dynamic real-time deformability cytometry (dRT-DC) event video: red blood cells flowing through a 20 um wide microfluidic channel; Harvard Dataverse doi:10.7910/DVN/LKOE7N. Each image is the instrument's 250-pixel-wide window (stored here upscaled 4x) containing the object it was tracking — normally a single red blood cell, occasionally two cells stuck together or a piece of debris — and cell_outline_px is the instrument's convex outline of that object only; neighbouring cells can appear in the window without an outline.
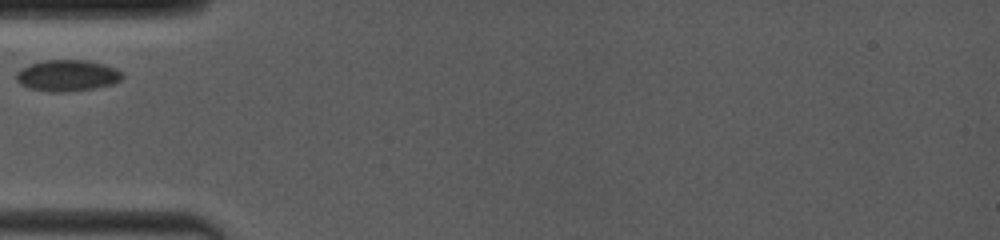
{"species": "common noctule bat (a hibernating species)", "species_latin": "Nyctalus noctula", "temperature_condition": "room temperature", "stored_images_in_passage": 2, "camera_frame_rate_fps": 4000, "um_per_image_px": 0.085, "animal": {"sex": "female", "body_mass_g": 19.0, "forearm_length_mm": 53.3}, "frame": {"image": 1, "passage_image": 1, "time_ms": 0.0, "image_size_px": [1000, 240], "cell_outline_px": [[124, 76], [120, 80], [112, 84], [96, 88], [68, 92], [48, 92], [28, 88], [20, 84], [16, 80], [16, 72], [20, 68], [28, 64], [44, 60], [84, 60], [104, 64], [116, 68]], "centroid_in_image_um": [5.68, 6.43], "position_along_channel_um": 79.3, "area_um2": 19.59}}